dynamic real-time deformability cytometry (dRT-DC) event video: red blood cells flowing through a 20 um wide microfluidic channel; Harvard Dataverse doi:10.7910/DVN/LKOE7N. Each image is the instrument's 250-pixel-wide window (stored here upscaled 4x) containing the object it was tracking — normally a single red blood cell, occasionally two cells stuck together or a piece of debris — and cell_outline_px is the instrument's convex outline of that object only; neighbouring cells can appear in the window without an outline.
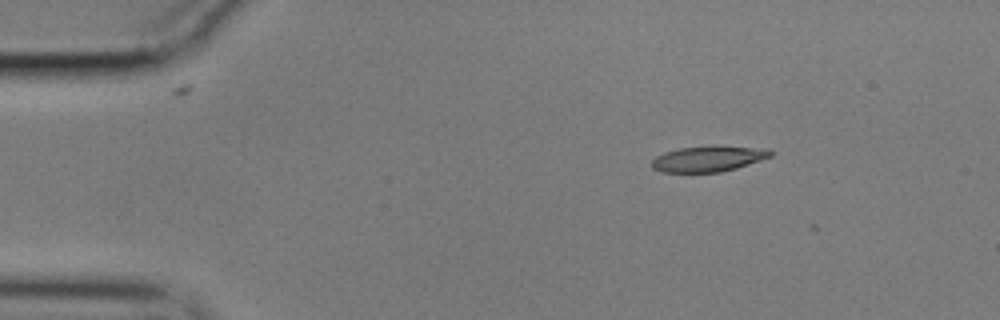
{"species": "common noctule bat (a hibernating species)", "species_latin": "Nyctalus noctula", "temperature_condition": "cold", "stored_images_in_passage": 5, "camera_frame_rate_fps": 3000, "um_per_image_px": 0.085, "animal": {"sex": "male", "body_mass_g": 17.9}, "frame": {"image": 1, "passage_image": 1, "time_ms": 0.0, "image_size_px": [1000, 320], "cell_outline_px": [[772, 156], [736, 168], [720, 172], [660, 172], [652, 168], [652, 160], [656, 156], [664, 152], [680, 148], [712, 144], [716, 144], [772, 148]], "centroid_in_image_um": [60.25, 13.45], "position_along_channel_um": 24.7, "area_um2": 18.38}}